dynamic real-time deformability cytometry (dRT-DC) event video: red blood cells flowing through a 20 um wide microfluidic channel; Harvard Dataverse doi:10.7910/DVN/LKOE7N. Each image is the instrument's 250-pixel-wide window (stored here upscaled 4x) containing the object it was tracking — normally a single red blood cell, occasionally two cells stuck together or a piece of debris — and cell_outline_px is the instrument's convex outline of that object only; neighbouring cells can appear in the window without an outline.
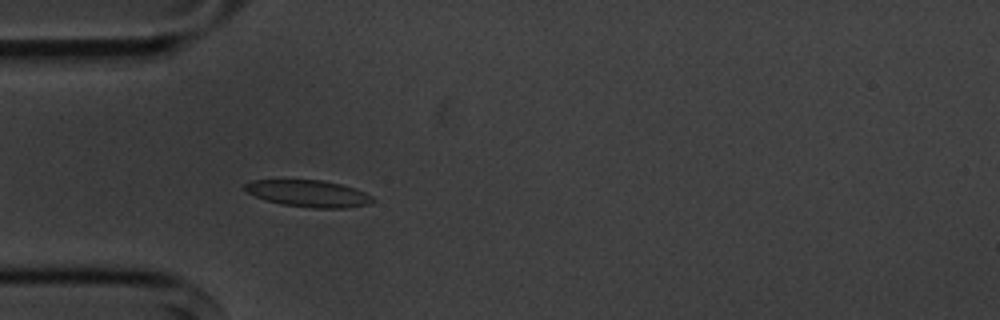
{"species": "common noctule bat (a hibernating species)", "species_latin": "Nyctalus noctula", "temperature_condition": "cold", "stored_images_in_passage": 4, "camera_frame_rate_fps": 3000, "um_per_image_px": 0.085, "animal": {"sex": "male", "body_mass_g": 20.1, "forearm_length_mm": 53.5}, "frame": {"image": 1, "passage_image": 4, "time_ms": 3.667, "image_size_px": [1000, 320], "cell_outline_px": [[376, 200], [368, 204], [348, 208], [312, 208], [284, 204], [268, 200], [256, 196], [248, 192], [244, 188], [244, 184], [252, 180], [320, 180], [340, 184], [364, 192], [372, 196]], "centroid_in_image_um": [26.25, 16.45], "position_along_channel_um": 58.8, "area_um2": 19.65}}